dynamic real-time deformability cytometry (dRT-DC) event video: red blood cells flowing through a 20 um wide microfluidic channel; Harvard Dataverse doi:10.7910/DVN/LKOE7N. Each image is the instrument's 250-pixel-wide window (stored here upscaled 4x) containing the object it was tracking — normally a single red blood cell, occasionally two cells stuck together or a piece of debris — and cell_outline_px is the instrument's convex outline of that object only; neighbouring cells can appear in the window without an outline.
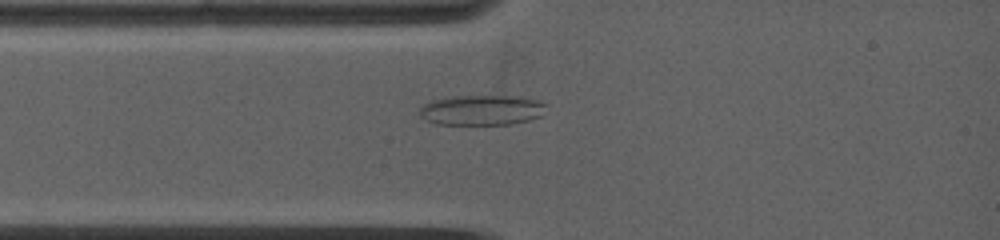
{"species": "common noctule bat (a hibernating species)", "species_latin": "Nyctalus noctula", "temperature_condition": "warm", "stored_images_in_passage": 6, "camera_frame_rate_fps": 5000, "um_per_image_px": 0.085, "animal": {"sex": "female", "body_mass_g": 19.0, "forearm_length_mm": 53.3}, "frame": {"image": 1, "passage_image": 3, "time_ms": 1.8, "image_size_px": [1000, 240], "cell_outline_px": [[548, 104], [540, 116], [528, 120], [512, 124], [436, 124], [420, 116], [420, 108], [424, 104], [432, 100], [452, 96], [508, 96], [536, 100]], "centroid_in_image_um": [40.93, 9.36], "position_along_channel_um": 44.1, "area_um2": 22.02}}
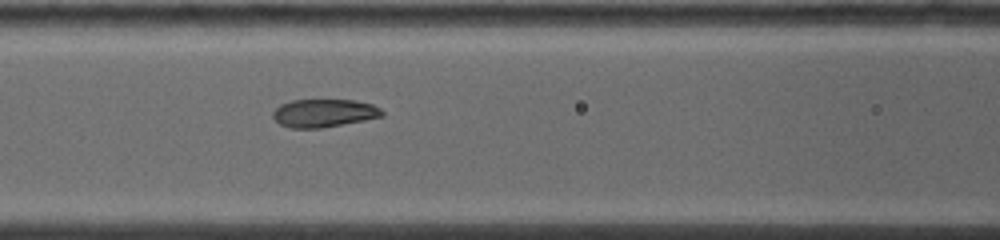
{"frame": {"image": 2, "passage_image": 6, "time_ms": 4.2, "image_size_px": [1000, 240], "cell_outline_px": [[384, 116], [364, 120], [320, 128], [292, 128], [280, 124], [272, 116], [272, 112], [280, 104], [292, 100], [352, 100], [372, 104], [380, 108], [384, 112]], "centroid_in_image_um": [27.53, 9.61], "position_along_channel_um": 139.1, "area_um2": 17.74}}